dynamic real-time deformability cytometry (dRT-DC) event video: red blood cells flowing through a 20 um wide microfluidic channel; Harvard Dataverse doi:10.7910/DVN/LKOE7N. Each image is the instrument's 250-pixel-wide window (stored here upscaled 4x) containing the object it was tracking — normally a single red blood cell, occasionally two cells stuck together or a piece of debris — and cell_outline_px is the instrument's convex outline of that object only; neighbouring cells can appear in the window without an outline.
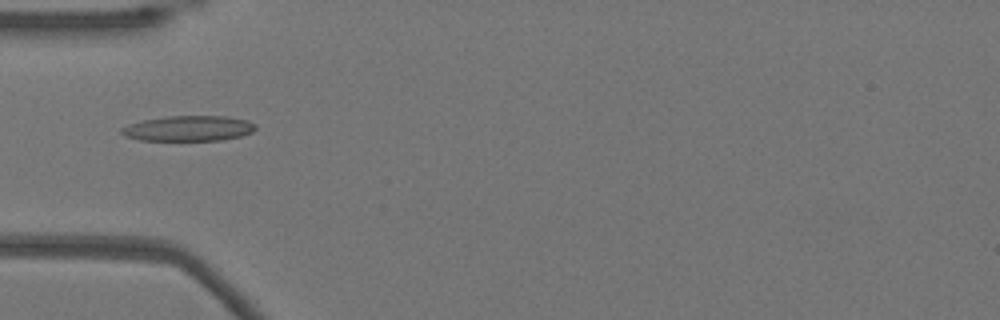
{"species": "Egyptian fruit bat (a non-hibernating species)", "species_latin": "Rousettus aegyptiacus", "temperature_condition": "warm", "stored_images_in_passage": 37, "camera_frame_rate_fps": 3000, "um_per_image_px": 0.085, "animal": {"sex": "female"}, "frame": {"image": 1, "passage_image": 1, "time_ms": 0.0, "image_size_px": [1000, 320], "cell_outline_px": [[256, 128], [252, 132], [240, 136], [220, 140], [140, 140], [124, 136], [120, 132], [120, 128], [128, 124], [144, 120], [168, 116], [228, 116], [248, 120], [256, 124]], "centroid_in_image_um": [16.03, 10.91], "position_along_channel_um": 69.0, "area_um2": 19.83}}
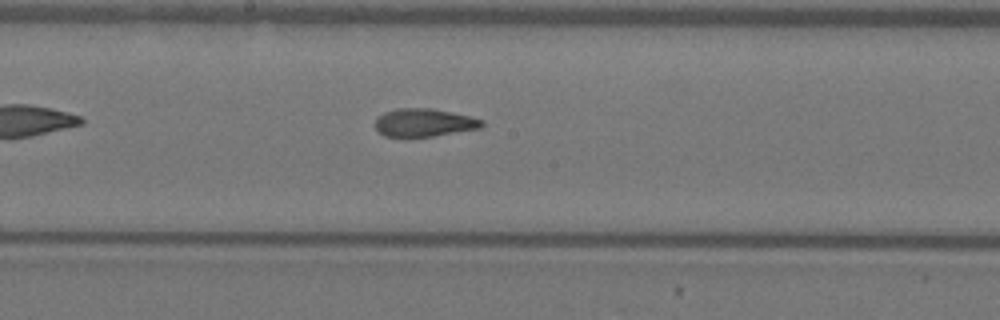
{"frame": {"image": 2, "passage_image": 12, "time_ms": 3.667, "image_size_px": [1000, 320], "cell_outline_px": [[484, 124], [480, 128], [408, 140], [404, 140], [384, 136], [376, 128], [376, 120], [384, 112], [396, 108], [432, 108], [472, 116], [484, 120]], "centroid_in_image_um": [36.02, 10.46], "position_along_channel_um": 212.2, "area_um2": 18.03}}
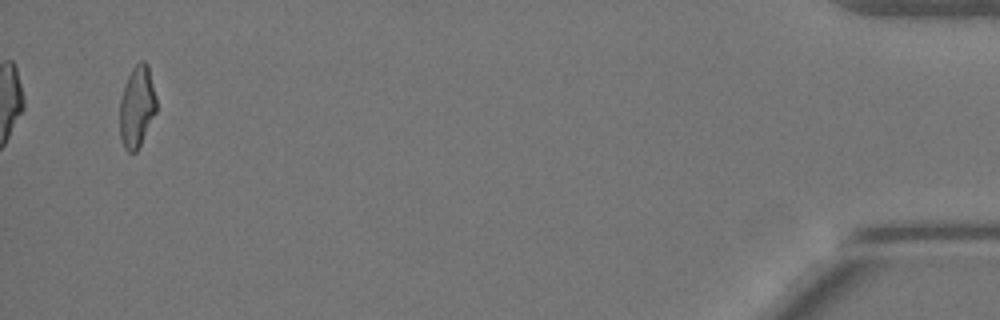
{"frame": {"image": 3, "passage_image": 35, "time_ms": 11.333, "image_size_px": [1000, 320], "cell_outline_px": [[156, 112], [136, 152], [128, 152], [124, 148], [120, 140], [120, 100], [128, 76], [132, 68], [140, 60], [144, 60], [148, 64], [156, 96]], "centroid_in_image_um": [11.64, 9.06], "position_along_channel_um": 423.6, "area_um2": 17.34}, "authors_computed_cell_mechanics": {"area_um2": 17.918, "velocity_mm_per_s": 3.8804, "shape_relaxation_time_tau1_ms": null, "shape_relaxation_time_tau2_ms": 1.9063, "deformation_change_tau1": null, "deformation_change_tau2": 0.0917}}